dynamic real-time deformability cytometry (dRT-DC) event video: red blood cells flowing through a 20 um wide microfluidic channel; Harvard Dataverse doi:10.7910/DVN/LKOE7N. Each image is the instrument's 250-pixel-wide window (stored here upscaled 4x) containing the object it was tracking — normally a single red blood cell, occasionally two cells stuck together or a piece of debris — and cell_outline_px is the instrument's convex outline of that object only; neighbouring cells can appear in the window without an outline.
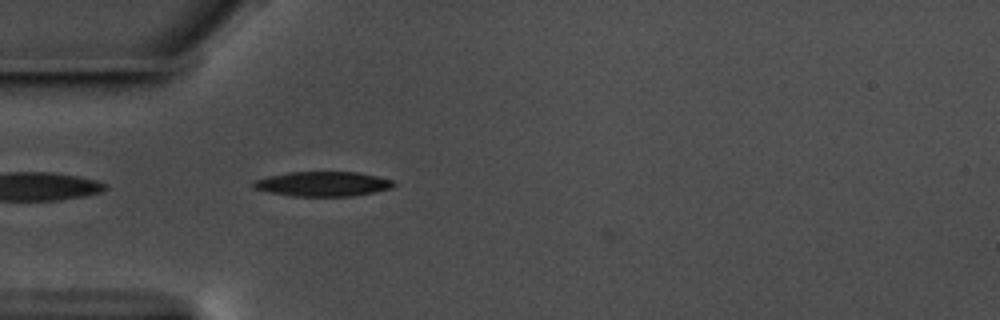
{"species": "common noctule bat (a hibernating species)", "species_latin": "Nyctalus noctula", "temperature_condition": "warm", "stored_images_in_passage": 35, "camera_frame_rate_fps": 3000, "um_per_image_px": 0.085, "animal": {"sex": "male", "body_mass_g": 17.5, "forearm_length_mm": 52.3}, "frame": {"image": 1, "passage_image": 1, "time_ms": 0.0, "image_size_px": [1000, 320], "cell_outline_px": [[396, 184], [392, 188], [352, 196], [292, 196], [252, 188], [252, 184], [256, 180], [268, 176], [288, 172], [356, 172], [376, 176], [392, 180]], "centroid_in_image_um": [27.44, 15.63], "position_along_channel_um": 57.6, "area_um2": 20.0}}
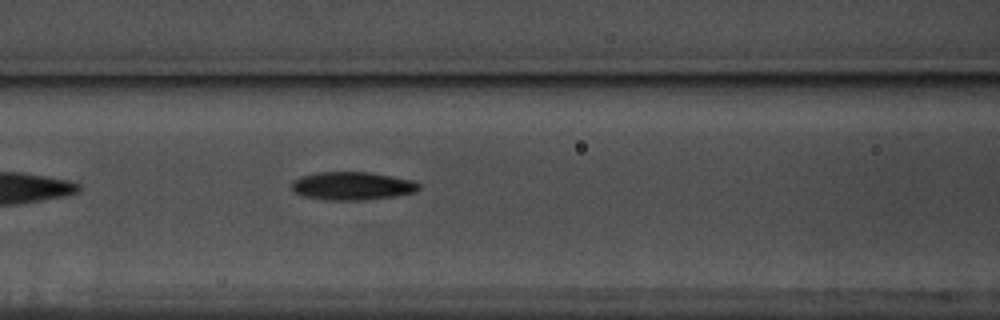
{"frame": {"image": 2, "passage_image": 8, "time_ms": 2.333, "image_size_px": [1000, 320], "cell_outline_px": [[420, 188], [416, 192], [396, 196], [364, 200], [324, 200], [304, 196], [296, 192], [292, 188], [292, 180], [300, 176], [316, 172], [368, 172], [412, 180], [420, 184]], "centroid_in_image_um": [29.94, 15.8], "position_along_channel_um": 136.7, "area_um2": 20.92}}
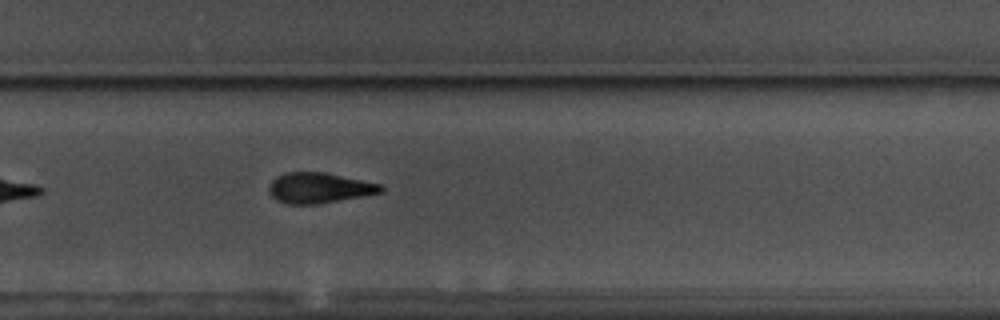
{"frame": {"image": 3, "passage_image": 22, "time_ms": 7.0, "image_size_px": [1000, 320], "cell_outline_px": [[384, 192], [316, 204], [288, 204], [276, 200], [272, 196], [268, 188], [272, 180], [276, 176], [288, 172], [324, 172], [380, 184], [384, 188]], "centroid_in_image_um": [27.11, 15.97], "position_along_channel_um": 302.7, "area_um2": 19.65}, "authors_computed_cell_mechanics": {"area_um2": 20.6346, "velocity_mm_per_s": 3.5679, "shape_relaxation_time_tau1_ms": 5.3734, "shape_relaxation_time_tau2_ms": 8.9489, "deformation_change_tau1": 0.1552, "deformation_change_tau2": 0.2122}}